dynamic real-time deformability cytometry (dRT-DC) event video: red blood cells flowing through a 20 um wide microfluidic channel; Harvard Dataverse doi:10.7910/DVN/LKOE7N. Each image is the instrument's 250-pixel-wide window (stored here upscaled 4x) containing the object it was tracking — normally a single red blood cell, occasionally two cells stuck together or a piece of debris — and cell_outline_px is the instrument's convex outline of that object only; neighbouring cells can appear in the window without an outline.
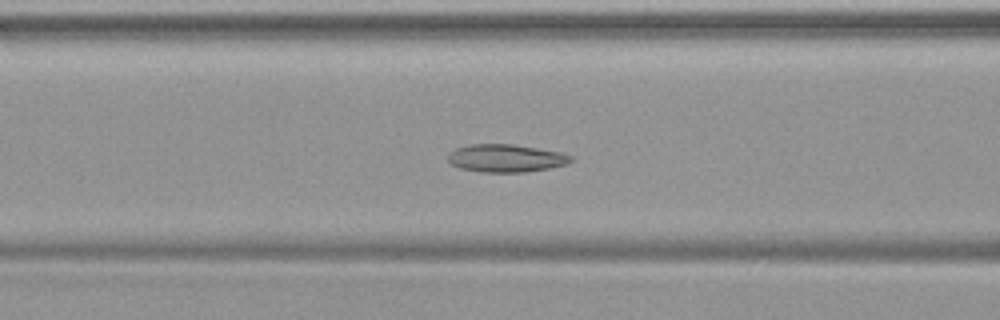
{"species": "common noctule bat (a hibernating species)", "species_latin": "Nyctalus noctula", "temperature_condition": "warm", "stored_images_in_passage": 48, "camera_frame_rate_fps": 3000, "um_per_image_px": 0.085, "animal": {"sex": "female", "body_mass_g": 19.9}, "frame": {"image": 1, "passage_image": 19, "time_ms": 6.0, "image_size_px": [1000, 320], "cell_outline_px": [[576, 160], [568, 164], [548, 168], [524, 172], [484, 172], [460, 168], [452, 164], [448, 160], [448, 152], [456, 148], [472, 144], [512, 144], [560, 152], [572, 156]], "centroid_in_image_um": [43.02, 13.44], "position_along_channel_um": 123.6, "area_um2": 19.88}}
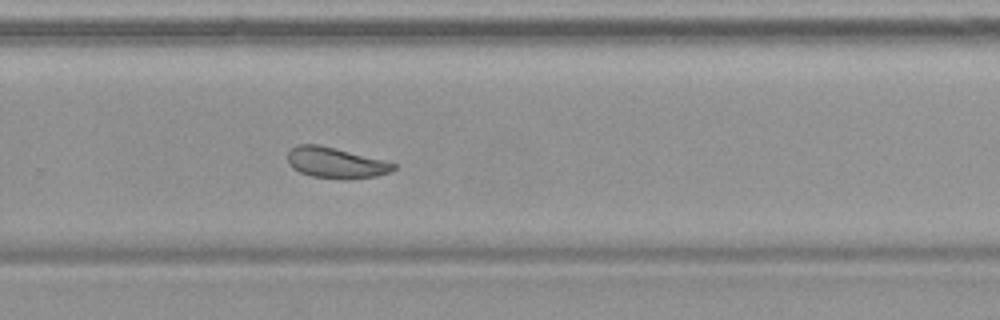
{"frame": {"image": 2, "passage_image": 32, "time_ms": 10.333, "image_size_px": [1000, 320], "cell_outline_px": [[396, 168], [392, 172], [376, 176], [348, 180], [312, 176], [300, 172], [292, 168], [288, 164], [288, 152], [296, 144], [320, 144], [384, 160], [396, 164]], "centroid_in_image_um": [28.55, 13.84], "position_along_channel_um": 301.3, "area_um2": 19.19}}
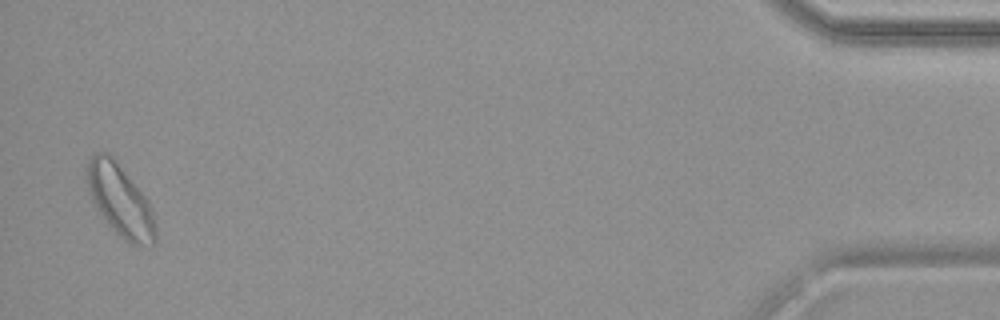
{"frame": {"image": 3, "passage_image": 47, "time_ms": 15.333, "image_size_px": [1000, 320], "cell_outline_px": [[156, 240], [152, 244], [132, 244], [124, 240], [104, 220], [92, 200], [88, 192], [88, 156], [96, 152], [108, 152], [116, 160], [148, 200], [152, 208], [156, 228]], "centroid_in_image_um": [10.22, 17.02], "position_along_channel_um": 425.0, "area_um2": 28.44}}